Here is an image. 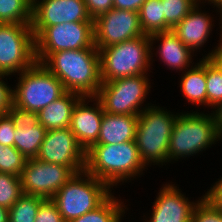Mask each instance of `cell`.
Returning <instances> with one entry per match:
<instances>
[{"label": "cell", "mask_w": 222, "mask_h": 222, "mask_svg": "<svg viewBox=\"0 0 222 222\" xmlns=\"http://www.w3.org/2000/svg\"><path fill=\"white\" fill-rule=\"evenodd\" d=\"M68 92L95 97L101 86L100 54L96 47L54 52L41 63Z\"/></svg>", "instance_id": "cell-1"}, {"label": "cell", "mask_w": 222, "mask_h": 222, "mask_svg": "<svg viewBox=\"0 0 222 222\" xmlns=\"http://www.w3.org/2000/svg\"><path fill=\"white\" fill-rule=\"evenodd\" d=\"M144 169L135 141L94 144L86 152L85 170L110 188L143 174Z\"/></svg>", "instance_id": "cell-2"}, {"label": "cell", "mask_w": 222, "mask_h": 222, "mask_svg": "<svg viewBox=\"0 0 222 222\" xmlns=\"http://www.w3.org/2000/svg\"><path fill=\"white\" fill-rule=\"evenodd\" d=\"M172 113L148 104V108L138 115L135 142L146 167L150 163L163 165L168 162L169 140L179 115Z\"/></svg>", "instance_id": "cell-3"}, {"label": "cell", "mask_w": 222, "mask_h": 222, "mask_svg": "<svg viewBox=\"0 0 222 222\" xmlns=\"http://www.w3.org/2000/svg\"><path fill=\"white\" fill-rule=\"evenodd\" d=\"M101 82L147 74L151 63L149 35L99 48Z\"/></svg>", "instance_id": "cell-4"}, {"label": "cell", "mask_w": 222, "mask_h": 222, "mask_svg": "<svg viewBox=\"0 0 222 222\" xmlns=\"http://www.w3.org/2000/svg\"><path fill=\"white\" fill-rule=\"evenodd\" d=\"M111 188L86 170L75 173L51 198L64 222L96 209L111 194Z\"/></svg>", "instance_id": "cell-5"}, {"label": "cell", "mask_w": 222, "mask_h": 222, "mask_svg": "<svg viewBox=\"0 0 222 222\" xmlns=\"http://www.w3.org/2000/svg\"><path fill=\"white\" fill-rule=\"evenodd\" d=\"M211 113H181L177 116L168 146V162L202 152L219 140Z\"/></svg>", "instance_id": "cell-6"}, {"label": "cell", "mask_w": 222, "mask_h": 222, "mask_svg": "<svg viewBox=\"0 0 222 222\" xmlns=\"http://www.w3.org/2000/svg\"><path fill=\"white\" fill-rule=\"evenodd\" d=\"M18 75L13 105L21 109L38 113L66 92L62 82L39 62Z\"/></svg>", "instance_id": "cell-7"}, {"label": "cell", "mask_w": 222, "mask_h": 222, "mask_svg": "<svg viewBox=\"0 0 222 222\" xmlns=\"http://www.w3.org/2000/svg\"><path fill=\"white\" fill-rule=\"evenodd\" d=\"M35 37L36 62L54 52L96 47L93 22H70L52 26H31Z\"/></svg>", "instance_id": "cell-8"}, {"label": "cell", "mask_w": 222, "mask_h": 222, "mask_svg": "<svg viewBox=\"0 0 222 222\" xmlns=\"http://www.w3.org/2000/svg\"><path fill=\"white\" fill-rule=\"evenodd\" d=\"M146 75L140 74L102 82L95 97L100 101L106 113L139 115L148 108L142 107L151 88L150 80Z\"/></svg>", "instance_id": "cell-9"}, {"label": "cell", "mask_w": 222, "mask_h": 222, "mask_svg": "<svg viewBox=\"0 0 222 222\" xmlns=\"http://www.w3.org/2000/svg\"><path fill=\"white\" fill-rule=\"evenodd\" d=\"M35 62L31 24L0 23V74H20Z\"/></svg>", "instance_id": "cell-10"}, {"label": "cell", "mask_w": 222, "mask_h": 222, "mask_svg": "<svg viewBox=\"0 0 222 222\" xmlns=\"http://www.w3.org/2000/svg\"><path fill=\"white\" fill-rule=\"evenodd\" d=\"M75 173L72 168L61 164L27 159L20 174L23 194L51 199Z\"/></svg>", "instance_id": "cell-11"}, {"label": "cell", "mask_w": 222, "mask_h": 222, "mask_svg": "<svg viewBox=\"0 0 222 222\" xmlns=\"http://www.w3.org/2000/svg\"><path fill=\"white\" fill-rule=\"evenodd\" d=\"M93 31L97 49L145 35L138 12L115 8L93 20Z\"/></svg>", "instance_id": "cell-12"}, {"label": "cell", "mask_w": 222, "mask_h": 222, "mask_svg": "<svg viewBox=\"0 0 222 222\" xmlns=\"http://www.w3.org/2000/svg\"><path fill=\"white\" fill-rule=\"evenodd\" d=\"M36 158L70 167L76 173L85 170L86 165V152L70 128L47 130Z\"/></svg>", "instance_id": "cell-13"}, {"label": "cell", "mask_w": 222, "mask_h": 222, "mask_svg": "<svg viewBox=\"0 0 222 222\" xmlns=\"http://www.w3.org/2000/svg\"><path fill=\"white\" fill-rule=\"evenodd\" d=\"M70 22H93L84 0H34L31 26Z\"/></svg>", "instance_id": "cell-14"}, {"label": "cell", "mask_w": 222, "mask_h": 222, "mask_svg": "<svg viewBox=\"0 0 222 222\" xmlns=\"http://www.w3.org/2000/svg\"><path fill=\"white\" fill-rule=\"evenodd\" d=\"M16 127L14 147L26 158L33 159L38 156L47 130L39 123L38 114L16 107L8 110Z\"/></svg>", "instance_id": "cell-15"}, {"label": "cell", "mask_w": 222, "mask_h": 222, "mask_svg": "<svg viewBox=\"0 0 222 222\" xmlns=\"http://www.w3.org/2000/svg\"><path fill=\"white\" fill-rule=\"evenodd\" d=\"M92 100L96 101L93 103L95 105L88 106ZM103 113V107L96 97L83 96L74 107L70 129L85 152L98 141Z\"/></svg>", "instance_id": "cell-16"}, {"label": "cell", "mask_w": 222, "mask_h": 222, "mask_svg": "<svg viewBox=\"0 0 222 222\" xmlns=\"http://www.w3.org/2000/svg\"><path fill=\"white\" fill-rule=\"evenodd\" d=\"M181 192L172 183L162 186L153 203L152 215L148 222H190L198 201H189Z\"/></svg>", "instance_id": "cell-17"}, {"label": "cell", "mask_w": 222, "mask_h": 222, "mask_svg": "<svg viewBox=\"0 0 222 222\" xmlns=\"http://www.w3.org/2000/svg\"><path fill=\"white\" fill-rule=\"evenodd\" d=\"M201 1L204 2V0L198 1L190 12L171 30L193 53L196 49L203 47L214 26L212 17L209 14L207 15L206 11L204 13L199 10L201 9L199 4L203 3Z\"/></svg>", "instance_id": "cell-18"}, {"label": "cell", "mask_w": 222, "mask_h": 222, "mask_svg": "<svg viewBox=\"0 0 222 222\" xmlns=\"http://www.w3.org/2000/svg\"><path fill=\"white\" fill-rule=\"evenodd\" d=\"M149 38L151 42V62H153L152 44H154V41L155 43L160 41L156 53L159 54L160 61L167 65L169 69L183 72L190 67L194 53L172 31L157 32L149 35Z\"/></svg>", "instance_id": "cell-19"}, {"label": "cell", "mask_w": 222, "mask_h": 222, "mask_svg": "<svg viewBox=\"0 0 222 222\" xmlns=\"http://www.w3.org/2000/svg\"><path fill=\"white\" fill-rule=\"evenodd\" d=\"M138 115H116L104 111L96 144H120L135 141Z\"/></svg>", "instance_id": "cell-20"}, {"label": "cell", "mask_w": 222, "mask_h": 222, "mask_svg": "<svg viewBox=\"0 0 222 222\" xmlns=\"http://www.w3.org/2000/svg\"><path fill=\"white\" fill-rule=\"evenodd\" d=\"M82 97L75 92L66 91L37 113L39 123L46 130L70 128L74 107Z\"/></svg>", "instance_id": "cell-21"}, {"label": "cell", "mask_w": 222, "mask_h": 222, "mask_svg": "<svg viewBox=\"0 0 222 222\" xmlns=\"http://www.w3.org/2000/svg\"><path fill=\"white\" fill-rule=\"evenodd\" d=\"M192 67V68H191ZM182 72L180 89L187 101L196 105H207L206 58Z\"/></svg>", "instance_id": "cell-22"}, {"label": "cell", "mask_w": 222, "mask_h": 222, "mask_svg": "<svg viewBox=\"0 0 222 222\" xmlns=\"http://www.w3.org/2000/svg\"><path fill=\"white\" fill-rule=\"evenodd\" d=\"M138 14L141 28L146 35L172 30L165 23L161 0H146Z\"/></svg>", "instance_id": "cell-23"}, {"label": "cell", "mask_w": 222, "mask_h": 222, "mask_svg": "<svg viewBox=\"0 0 222 222\" xmlns=\"http://www.w3.org/2000/svg\"><path fill=\"white\" fill-rule=\"evenodd\" d=\"M120 201L121 200L114 197V194H111L96 209L69 222H121V218L125 214L126 206Z\"/></svg>", "instance_id": "cell-24"}, {"label": "cell", "mask_w": 222, "mask_h": 222, "mask_svg": "<svg viewBox=\"0 0 222 222\" xmlns=\"http://www.w3.org/2000/svg\"><path fill=\"white\" fill-rule=\"evenodd\" d=\"M31 0H0V23L31 24Z\"/></svg>", "instance_id": "cell-25"}, {"label": "cell", "mask_w": 222, "mask_h": 222, "mask_svg": "<svg viewBox=\"0 0 222 222\" xmlns=\"http://www.w3.org/2000/svg\"><path fill=\"white\" fill-rule=\"evenodd\" d=\"M45 200L40 196L23 194L9 209V222H35L37 211Z\"/></svg>", "instance_id": "cell-26"}, {"label": "cell", "mask_w": 222, "mask_h": 222, "mask_svg": "<svg viewBox=\"0 0 222 222\" xmlns=\"http://www.w3.org/2000/svg\"><path fill=\"white\" fill-rule=\"evenodd\" d=\"M207 106L215 108L222 103V71L206 58Z\"/></svg>", "instance_id": "cell-27"}, {"label": "cell", "mask_w": 222, "mask_h": 222, "mask_svg": "<svg viewBox=\"0 0 222 222\" xmlns=\"http://www.w3.org/2000/svg\"><path fill=\"white\" fill-rule=\"evenodd\" d=\"M22 195L20 176L0 172V206L9 209Z\"/></svg>", "instance_id": "cell-28"}, {"label": "cell", "mask_w": 222, "mask_h": 222, "mask_svg": "<svg viewBox=\"0 0 222 222\" xmlns=\"http://www.w3.org/2000/svg\"><path fill=\"white\" fill-rule=\"evenodd\" d=\"M200 0H161L165 23L173 29Z\"/></svg>", "instance_id": "cell-29"}, {"label": "cell", "mask_w": 222, "mask_h": 222, "mask_svg": "<svg viewBox=\"0 0 222 222\" xmlns=\"http://www.w3.org/2000/svg\"><path fill=\"white\" fill-rule=\"evenodd\" d=\"M26 160L15 147L0 144V172L20 176Z\"/></svg>", "instance_id": "cell-30"}, {"label": "cell", "mask_w": 222, "mask_h": 222, "mask_svg": "<svg viewBox=\"0 0 222 222\" xmlns=\"http://www.w3.org/2000/svg\"><path fill=\"white\" fill-rule=\"evenodd\" d=\"M190 222H222V210L202 196L192 211Z\"/></svg>", "instance_id": "cell-31"}, {"label": "cell", "mask_w": 222, "mask_h": 222, "mask_svg": "<svg viewBox=\"0 0 222 222\" xmlns=\"http://www.w3.org/2000/svg\"><path fill=\"white\" fill-rule=\"evenodd\" d=\"M35 222H64V220L55 203L51 199H45L37 211Z\"/></svg>", "instance_id": "cell-32"}, {"label": "cell", "mask_w": 222, "mask_h": 222, "mask_svg": "<svg viewBox=\"0 0 222 222\" xmlns=\"http://www.w3.org/2000/svg\"><path fill=\"white\" fill-rule=\"evenodd\" d=\"M16 127L8 114L0 115V144L14 147Z\"/></svg>", "instance_id": "cell-33"}, {"label": "cell", "mask_w": 222, "mask_h": 222, "mask_svg": "<svg viewBox=\"0 0 222 222\" xmlns=\"http://www.w3.org/2000/svg\"><path fill=\"white\" fill-rule=\"evenodd\" d=\"M5 74H0V115L7 114L13 105V89L9 87L3 79Z\"/></svg>", "instance_id": "cell-34"}, {"label": "cell", "mask_w": 222, "mask_h": 222, "mask_svg": "<svg viewBox=\"0 0 222 222\" xmlns=\"http://www.w3.org/2000/svg\"><path fill=\"white\" fill-rule=\"evenodd\" d=\"M84 2L93 20L113 8V0H84Z\"/></svg>", "instance_id": "cell-35"}, {"label": "cell", "mask_w": 222, "mask_h": 222, "mask_svg": "<svg viewBox=\"0 0 222 222\" xmlns=\"http://www.w3.org/2000/svg\"><path fill=\"white\" fill-rule=\"evenodd\" d=\"M213 206L222 210V177L203 195Z\"/></svg>", "instance_id": "cell-36"}, {"label": "cell", "mask_w": 222, "mask_h": 222, "mask_svg": "<svg viewBox=\"0 0 222 222\" xmlns=\"http://www.w3.org/2000/svg\"><path fill=\"white\" fill-rule=\"evenodd\" d=\"M146 0H113V8L138 12Z\"/></svg>", "instance_id": "cell-37"}, {"label": "cell", "mask_w": 222, "mask_h": 222, "mask_svg": "<svg viewBox=\"0 0 222 222\" xmlns=\"http://www.w3.org/2000/svg\"><path fill=\"white\" fill-rule=\"evenodd\" d=\"M216 48V49H215ZM210 51L204 58H209L221 71H222V41L219 40V44Z\"/></svg>", "instance_id": "cell-38"}, {"label": "cell", "mask_w": 222, "mask_h": 222, "mask_svg": "<svg viewBox=\"0 0 222 222\" xmlns=\"http://www.w3.org/2000/svg\"><path fill=\"white\" fill-rule=\"evenodd\" d=\"M215 111H212L211 113L214 118V123L216 125L217 134L222 139V103L218 104L215 108Z\"/></svg>", "instance_id": "cell-39"}, {"label": "cell", "mask_w": 222, "mask_h": 222, "mask_svg": "<svg viewBox=\"0 0 222 222\" xmlns=\"http://www.w3.org/2000/svg\"><path fill=\"white\" fill-rule=\"evenodd\" d=\"M0 222H9L8 209L0 206Z\"/></svg>", "instance_id": "cell-40"}, {"label": "cell", "mask_w": 222, "mask_h": 222, "mask_svg": "<svg viewBox=\"0 0 222 222\" xmlns=\"http://www.w3.org/2000/svg\"><path fill=\"white\" fill-rule=\"evenodd\" d=\"M208 1L209 4L214 5V7L216 6L218 8V10L222 9V0H205Z\"/></svg>", "instance_id": "cell-41"}, {"label": "cell", "mask_w": 222, "mask_h": 222, "mask_svg": "<svg viewBox=\"0 0 222 222\" xmlns=\"http://www.w3.org/2000/svg\"><path fill=\"white\" fill-rule=\"evenodd\" d=\"M218 12H220V18L219 19H221L220 21H221V23L220 24H222V9H220ZM221 29H222V25H221V27H220ZM222 31V30H221ZM222 33V32H221ZM220 40L222 41V34H220Z\"/></svg>", "instance_id": "cell-42"}]
</instances>
